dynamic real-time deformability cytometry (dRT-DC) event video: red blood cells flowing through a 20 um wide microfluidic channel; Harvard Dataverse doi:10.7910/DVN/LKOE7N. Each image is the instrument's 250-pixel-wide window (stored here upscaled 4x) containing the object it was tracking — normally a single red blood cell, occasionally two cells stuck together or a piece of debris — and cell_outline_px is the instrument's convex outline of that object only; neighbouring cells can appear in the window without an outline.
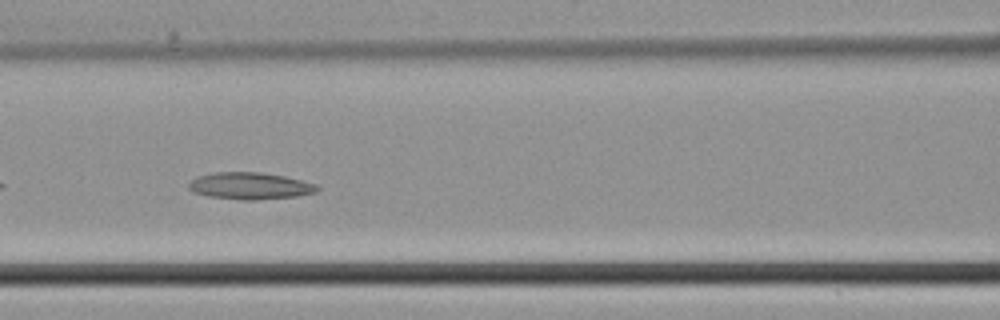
{"species": "common noctule bat (a hibernating species)", "species_latin": "Nyctalus noctula", "temperature_condition": "cold", "stored_images_in_passage": 42, "camera_frame_rate_fps": 3000, "um_per_image_px": 0.085, "animal": {"sex": "male", "body_mass_g": 21.5, "forearm_length_mm": 52.0}, "frame": {"image": 1, "passage_image": 17, "time_ms": 5.333, "image_size_px": [1000, 320], "cell_outline_px": [[320, 188], [316, 192], [296, 196], [256, 200], [240, 200], [208, 196], [192, 192], [188, 188], [188, 184], [196, 176], [216, 172], [260, 172], [284, 176], [316, 184]], "centroid_in_image_um": [21.22, 15.8], "position_along_channel_um": 145.4, "area_um2": 20.17}}
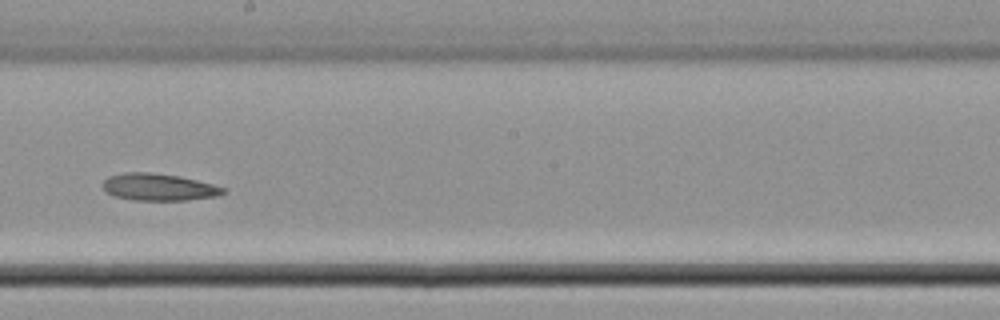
{"frame": {"image": 2, "passage_image": 23, "time_ms": 7.333, "image_size_px": [1000, 320], "cell_outline_px": [[228, 192], [216, 196], [188, 200], [136, 200], [112, 196], [104, 192], [104, 180], [108, 176], [124, 172], [148, 172], [180, 176], [212, 184], [224, 188]], "centroid_in_image_um": [13.47, 15.9], "position_along_channel_um": 234.7, "area_um2": 19.02}}
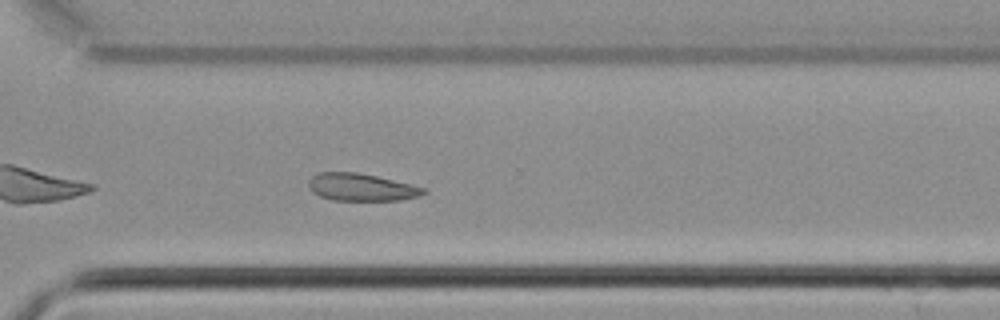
{"frame": {"image": 3, "passage_image": 30, "time_ms": 9.667, "image_size_px": [1000, 320], "cell_outline_px": [[428, 192], [420, 196], [400, 200], [332, 200], [320, 196], [312, 192], [308, 188], [308, 180], [312, 176], [320, 172], [356, 172], [376, 176], [428, 188]], "centroid_in_image_um": [30.72, 15.91], "position_along_channel_um": 339.9, "area_um2": 18.5}}